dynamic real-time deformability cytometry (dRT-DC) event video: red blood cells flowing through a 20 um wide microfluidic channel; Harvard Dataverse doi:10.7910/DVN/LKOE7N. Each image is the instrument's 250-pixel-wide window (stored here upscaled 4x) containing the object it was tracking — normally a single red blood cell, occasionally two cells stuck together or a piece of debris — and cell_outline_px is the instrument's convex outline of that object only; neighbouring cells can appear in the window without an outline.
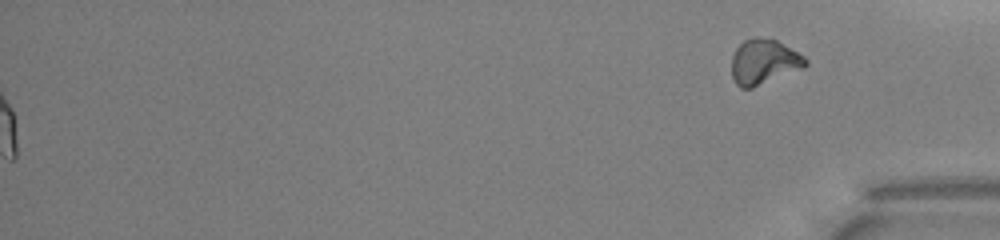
{"species": "common noctule bat (a hibernating species)", "species_latin": "Nyctalus noctula", "temperature_condition": "warm", "stored_images_in_passage": 51, "segment_of_instrument_passage": [2, 2], "camera_frame_rate_fps": 3000, "um_per_image_px": 0.085, "animal": {"sex": "male", "body_mass_g": 13.0, "forearm_length_mm": 53.1}, "frame": {"image": 1, "passage_image": 51, "time_ms": 16.667, "image_size_px": [1000, 240], "cell_outline_px": [[808, 64], [804, 68], [752, 88], [740, 88], [736, 84], [732, 76], [732, 56], [736, 48], [744, 40], [752, 36], [760, 36], [776, 40], [804, 56], [808, 60]], "centroid_in_image_um": [64.92, 5.24], "position_along_channel_um": 370.3, "area_um2": 19.54}}